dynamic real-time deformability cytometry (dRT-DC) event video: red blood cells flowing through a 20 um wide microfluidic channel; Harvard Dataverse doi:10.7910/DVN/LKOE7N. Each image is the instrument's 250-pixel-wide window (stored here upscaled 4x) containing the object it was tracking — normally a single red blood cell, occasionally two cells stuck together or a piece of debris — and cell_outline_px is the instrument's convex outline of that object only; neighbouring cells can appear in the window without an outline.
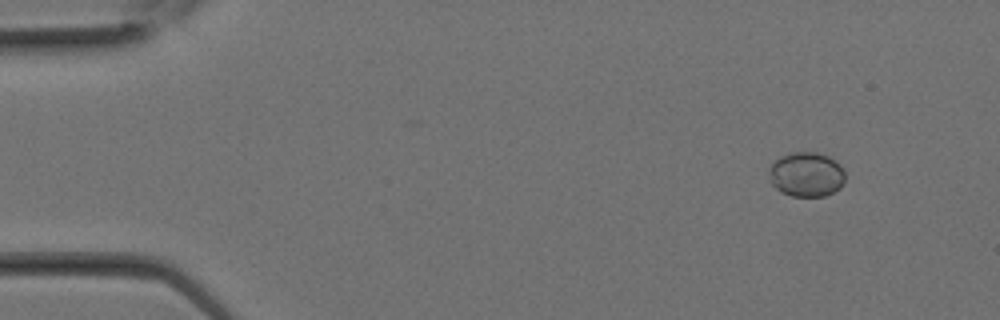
{"species": "Egyptian fruit bat (a non-hibernating species)", "species_latin": "Rousettus aegyptiacus", "temperature_condition": "room temperature", "stored_images_in_passage": 19, "camera_frame_rate_fps": 3000, "um_per_image_px": 0.085, "animal": {"sex": "female"}, "frame": {"image": 1, "passage_image": 2, "time_ms": 0.333, "image_size_px": [1000, 320], "cell_outline_px": [[844, 184], [840, 188], [824, 196], [792, 196], [780, 192], [768, 180], [768, 168], [780, 156], [788, 152], [816, 152], [828, 156], [836, 160], [840, 164], [844, 172]], "centroid_in_image_um": [68.52, 14.82], "position_along_channel_um": 16.5, "area_um2": 20.11}}
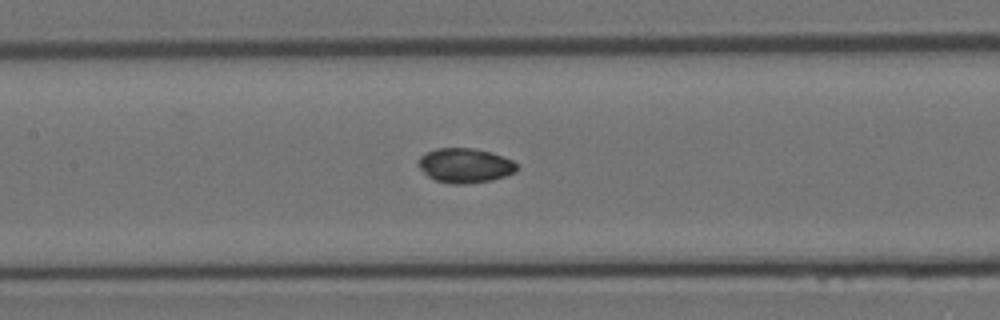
{"frame": {"image": 2, "passage_image": 12, "time_ms": 3.667, "image_size_px": [1000, 320], "cell_outline_px": [[516, 172], [492, 180], [464, 184], [452, 184], [436, 180], [428, 176], [416, 164], [420, 156], [436, 148], [472, 148], [492, 152], [512, 160], [516, 164]], "centroid_in_image_um": [39.51, 14.06], "position_along_channel_um": 167.9, "area_um2": 19.77}}
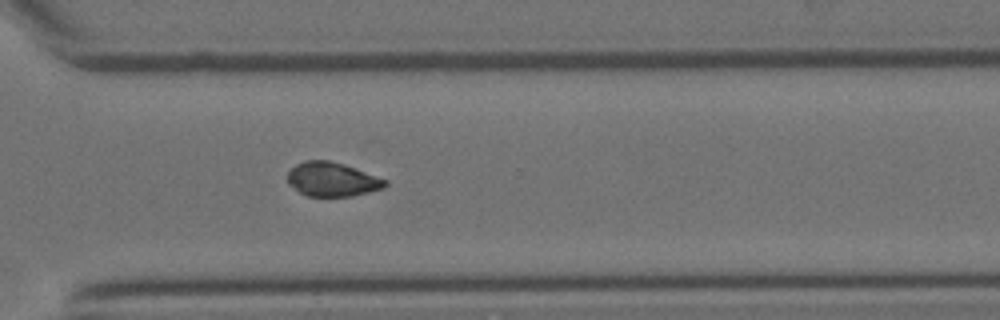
{"frame": {"image": 3, "passage_image": 19, "time_ms": 6.0, "image_size_px": [1000, 320], "cell_outline_px": [[388, 184], [384, 188], [352, 196], [308, 196], [300, 192], [288, 184], [288, 172], [296, 164], [304, 160], [328, 160], [344, 164], [388, 180]], "centroid_in_image_um": [28.24, 15.24], "position_along_channel_um": 342.4, "area_um2": 19.36}}